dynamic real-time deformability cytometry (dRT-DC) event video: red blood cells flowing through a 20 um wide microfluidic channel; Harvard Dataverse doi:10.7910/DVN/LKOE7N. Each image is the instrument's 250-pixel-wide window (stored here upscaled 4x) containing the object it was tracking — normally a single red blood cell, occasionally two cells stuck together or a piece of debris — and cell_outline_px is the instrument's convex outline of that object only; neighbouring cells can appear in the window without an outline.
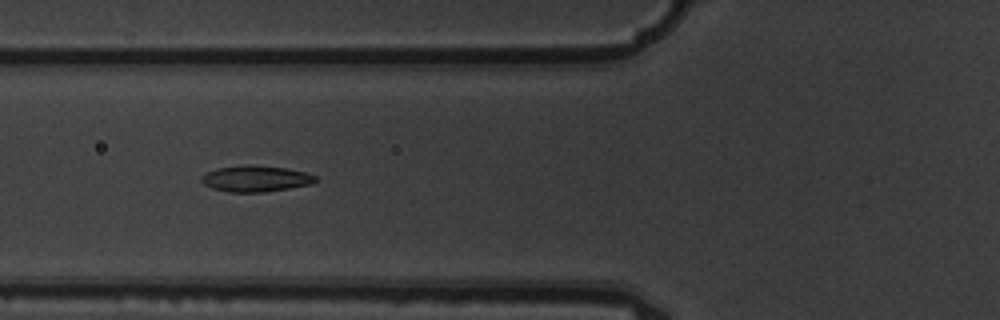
{"species": "common noctule bat (a hibernating species)", "species_latin": "Nyctalus noctula", "temperature_condition": "warm", "stored_images_in_passage": 12, "camera_frame_rate_fps": 3000, "um_per_image_px": 0.085, "animal": {"sex": "male", "body_mass_g": 19.5, "forearm_length_mm": 54.6}, "frame": {"image": 1, "passage_image": 3, "time_ms": 0.667, "image_size_px": [1000, 320], "cell_outline_px": [[316, 180], [312, 184], [264, 192], [228, 192], [212, 188], [204, 184], [200, 180], [200, 176], [204, 172], [216, 168], [244, 164], [256, 164], [284, 168], [304, 172], [316, 176]], "centroid_in_image_um": [21.66, 15.17], "position_along_channel_um": 104.1, "area_um2": 17.57}}
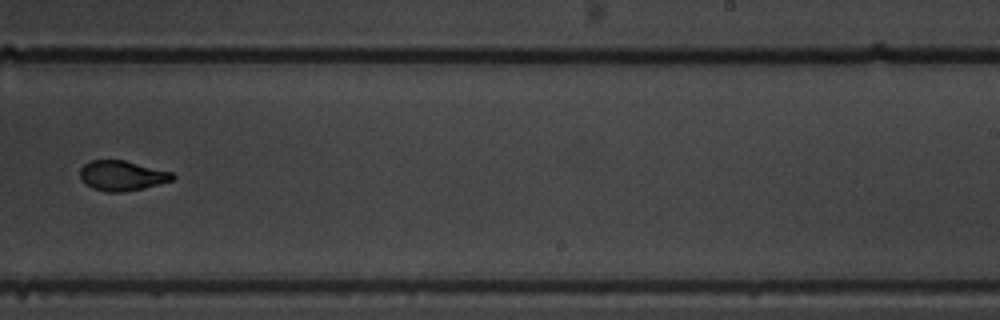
{"frame": {"image": 2, "passage_image": 7, "time_ms": 2.0, "image_size_px": [1000, 320], "cell_outline_px": [[176, 176], [172, 180], [144, 188], [128, 192], [104, 192], [92, 188], [84, 184], [80, 180], [80, 168], [84, 164], [92, 160], [124, 160], [172, 172]], "centroid_in_image_um": [10.34, 14.94], "position_along_channel_um": 278.7, "area_um2": 16.36}}
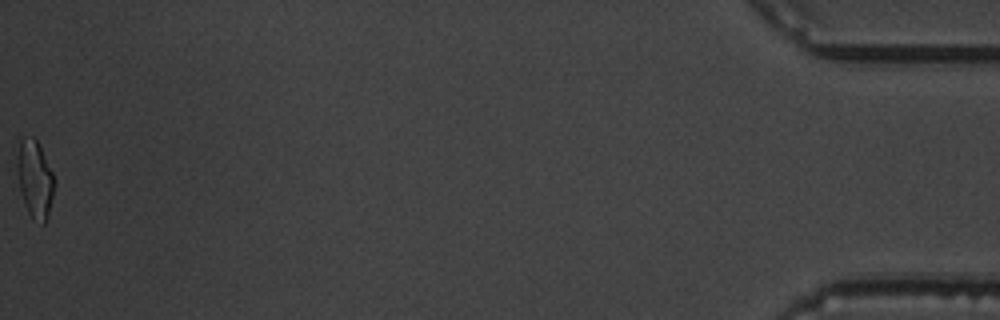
{"frame": {"image": 3, "passage_image": 12, "time_ms": 3.667, "image_size_px": [1000, 320], "cell_outline_px": [[56, 184], [48, 216], [44, 224], [40, 224], [28, 212], [20, 192], [16, 168], [16, 156], [20, 140], [24, 136], [32, 136], [36, 140], [52, 172]], "centroid_in_image_um": [2.95, 15.22], "position_along_channel_um": 432.2, "area_um2": 16.88}}